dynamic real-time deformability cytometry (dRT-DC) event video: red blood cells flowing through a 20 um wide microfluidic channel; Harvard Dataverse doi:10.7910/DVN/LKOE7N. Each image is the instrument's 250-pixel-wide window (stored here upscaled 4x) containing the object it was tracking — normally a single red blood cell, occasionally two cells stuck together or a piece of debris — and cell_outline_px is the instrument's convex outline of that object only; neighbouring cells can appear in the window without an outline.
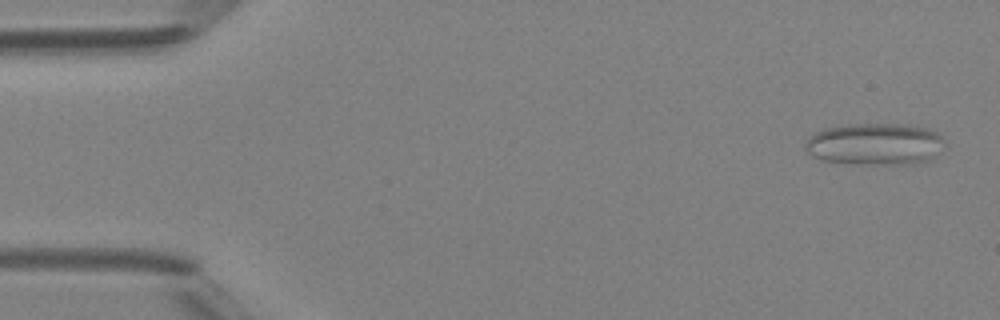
{"species": "Egyptian fruit bat (a non-hibernating species)", "species_latin": "Rousettus aegyptiacus", "temperature_condition": "room temperature", "stored_images_in_passage": 46, "camera_frame_rate_fps": 3000, "um_per_image_px": 0.085, "animal": {"sex": "female"}, "frame": {"image": 1, "passage_image": 1, "time_ms": 0.0, "image_size_px": [1000, 320], "cell_outline_px": [[948, 144], [932, 160], [912, 164], [852, 164], [820, 160], [812, 156], [804, 148], [804, 144], [816, 132], [824, 128], [848, 124], [908, 124], [928, 128], [936, 132]], "centroid_in_image_um": [74.43, 12.26], "position_along_channel_um": 10.6, "area_um2": 34.68}}
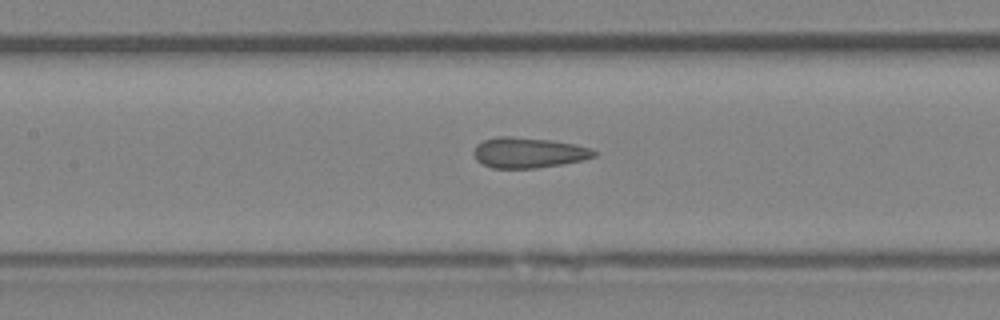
{"frame": {"image": 2, "passage_image": 21, "time_ms": 6.667, "image_size_px": [1000, 320], "cell_outline_px": [[596, 156], [584, 160], [564, 164], [536, 168], [492, 168], [476, 160], [472, 152], [476, 144], [484, 140], [496, 136], [512, 136], [552, 140], [576, 144], [592, 148], [596, 152]], "centroid_in_image_um": [44.93, 12.97], "position_along_channel_um": 162.5, "area_um2": 21.68}}
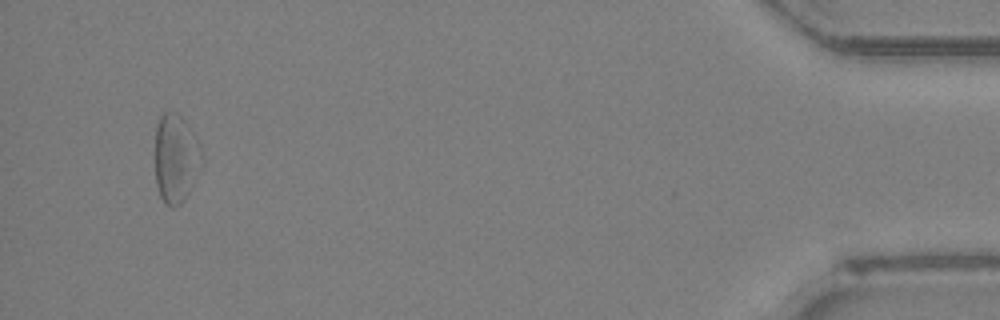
{"frame": {"image": 3, "passage_image": 45, "time_ms": 14.667, "image_size_px": [1000, 320], "cell_outline_px": [[204, 164], [184, 200], [180, 204], [172, 208], [164, 204], [160, 196], [156, 184], [156, 124], [160, 116], [164, 112], [176, 112], [184, 120], [200, 144], [204, 160]], "centroid_in_image_um": [14.97, 13.49], "position_along_channel_um": 420.2, "area_um2": 24.39}}